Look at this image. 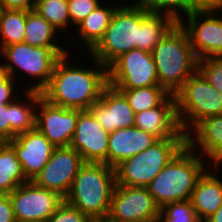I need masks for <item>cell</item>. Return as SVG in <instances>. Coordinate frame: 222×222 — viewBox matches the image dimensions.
Wrapping results in <instances>:
<instances>
[{
  "instance_id": "cell-1",
  "label": "cell",
  "mask_w": 222,
  "mask_h": 222,
  "mask_svg": "<svg viewBox=\"0 0 222 222\" xmlns=\"http://www.w3.org/2000/svg\"><path fill=\"white\" fill-rule=\"evenodd\" d=\"M71 55L67 53L57 61L50 82L41 95L56 106L88 110L108 85V68L93 57L94 67L79 66L76 61L70 63Z\"/></svg>"
},
{
  "instance_id": "cell-2",
  "label": "cell",
  "mask_w": 222,
  "mask_h": 222,
  "mask_svg": "<svg viewBox=\"0 0 222 222\" xmlns=\"http://www.w3.org/2000/svg\"><path fill=\"white\" fill-rule=\"evenodd\" d=\"M159 84L170 95H175L198 70L196 57L186 31L177 22L153 49Z\"/></svg>"
},
{
  "instance_id": "cell-3",
  "label": "cell",
  "mask_w": 222,
  "mask_h": 222,
  "mask_svg": "<svg viewBox=\"0 0 222 222\" xmlns=\"http://www.w3.org/2000/svg\"><path fill=\"white\" fill-rule=\"evenodd\" d=\"M209 163L187 145L157 174L147 189L157 206L189 200Z\"/></svg>"
},
{
  "instance_id": "cell-4",
  "label": "cell",
  "mask_w": 222,
  "mask_h": 222,
  "mask_svg": "<svg viewBox=\"0 0 222 222\" xmlns=\"http://www.w3.org/2000/svg\"><path fill=\"white\" fill-rule=\"evenodd\" d=\"M115 186V168L105 163L85 162L64 201L90 219L107 218Z\"/></svg>"
},
{
  "instance_id": "cell-5",
  "label": "cell",
  "mask_w": 222,
  "mask_h": 222,
  "mask_svg": "<svg viewBox=\"0 0 222 222\" xmlns=\"http://www.w3.org/2000/svg\"><path fill=\"white\" fill-rule=\"evenodd\" d=\"M68 50L64 47H36L27 43H14L0 51V58L5 59L4 63L3 60L0 62V71L10 75L16 82V72L25 73L35 81L26 91L41 93L48 86L57 61L69 53Z\"/></svg>"
},
{
  "instance_id": "cell-6",
  "label": "cell",
  "mask_w": 222,
  "mask_h": 222,
  "mask_svg": "<svg viewBox=\"0 0 222 222\" xmlns=\"http://www.w3.org/2000/svg\"><path fill=\"white\" fill-rule=\"evenodd\" d=\"M141 25V5L136 1L119 5L114 12L104 37L89 52L105 67L122 54L138 48Z\"/></svg>"
},
{
  "instance_id": "cell-7",
  "label": "cell",
  "mask_w": 222,
  "mask_h": 222,
  "mask_svg": "<svg viewBox=\"0 0 222 222\" xmlns=\"http://www.w3.org/2000/svg\"><path fill=\"white\" fill-rule=\"evenodd\" d=\"M187 145L186 138L157 141L115 167L116 185L147 187L157 174Z\"/></svg>"
},
{
  "instance_id": "cell-8",
  "label": "cell",
  "mask_w": 222,
  "mask_h": 222,
  "mask_svg": "<svg viewBox=\"0 0 222 222\" xmlns=\"http://www.w3.org/2000/svg\"><path fill=\"white\" fill-rule=\"evenodd\" d=\"M181 129L186 134L201 120L222 115V92L197 70L174 95Z\"/></svg>"
},
{
  "instance_id": "cell-9",
  "label": "cell",
  "mask_w": 222,
  "mask_h": 222,
  "mask_svg": "<svg viewBox=\"0 0 222 222\" xmlns=\"http://www.w3.org/2000/svg\"><path fill=\"white\" fill-rule=\"evenodd\" d=\"M108 84L116 89L160 85L152 53L135 48L122 54L108 67Z\"/></svg>"
},
{
  "instance_id": "cell-10",
  "label": "cell",
  "mask_w": 222,
  "mask_h": 222,
  "mask_svg": "<svg viewBox=\"0 0 222 222\" xmlns=\"http://www.w3.org/2000/svg\"><path fill=\"white\" fill-rule=\"evenodd\" d=\"M184 19L187 21L184 22ZM178 23L186 31L198 60L222 57L221 13L218 17V12L211 10L192 11Z\"/></svg>"
},
{
  "instance_id": "cell-11",
  "label": "cell",
  "mask_w": 222,
  "mask_h": 222,
  "mask_svg": "<svg viewBox=\"0 0 222 222\" xmlns=\"http://www.w3.org/2000/svg\"><path fill=\"white\" fill-rule=\"evenodd\" d=\"M16 222H46L64 201L57 192L37 186L33 181L20 184L11 193Z\"/></svg>"
},
{
  "instance_id": "cell-12",
  "label": "cell",
  "mask_w": 222,
  "mask_h": 222,
  "mask_svg": "<svg viewBox=\"0 0 222 222\" xmlns=\"http://www.w3.org/2000/svg\"><path fill=\"white\" fill-rule=\"evenodd\" d=\"M160 208L147 187L116 185L107 219L110 222H144L159 219Z\"/></svg>"
},
{
  "instance_id": "cell-13",
  "label": "cell",
  "mask_w": 222,
  "mask_h": 222,
  "mask_svg": "<svg viewBox=\"0 0 222 222\" xmlns=\"http://www.w3.org/2000/svg\"><path fill=\"white\" fill-rule=\"evenodd\" d=\"M80 153L72 147H56L48 163L33 182L42 188L57 192L65 198L77 172L84 164Z\"/></svg>"
},
{
  "instance_id": "cell-14",
  "label": "cell",
  "mask_w": 222,
  "mask_h": 222,
  "mask_svg": "<svg viewBox=\"0 0 222 222\" xmlns=\"http://www.w3.org/2000/svg\"><path fill=\"white\" fill-rule=\"evenodd\" d=\"M81 111L53 105L41 95L36 106L35 127L55 147H69Z\"/></svg>"
},
{
  "instance_id": "cell-15",
  "label": "cell",
  "mask_w": 222,
  "mask_h": 222,
  "mask_svg": "<svg viewBox=\"0 0 222 222\" xmlns=\"http://www.w3.org/2000/svg\"><path fill=\"white\" fill-rule=\"evenodd\" d=\"M109 133L95 119L89 110L78 115L77 126L70 147L76 149L84 162L107 165Z\"/></svg>"
},
{
  "instance_id": "cell-16",
  "label": "cell",
  "mask_w": 222,
  "mask_h": 222,
  "mask_svg": "<svg viewBox=\"0 0 222 222\" xmlns=\"http://www.w3.org/2000/svg\"><path fill=\"white\" fill-rule=\"evenodd\" d=\"M8 143L15 150L28 181H33L41 172L56 148L36 127L16 135Z\"/></svg>"
},
{
  "instance_id": "cell-17",
  "label": "cell",
  "mask_w": 222,
  "mask_h": 222,
  "mask_svg": "<svg viewBox=\"0 0 222 222\" xmlns=\"http://www.w3.org/2000/svg\"><path fill=\"white\" fill-rule=\"evenodd\" d=\"M107 133L134 126L136 113L125 96L116 88L107 85L98 101L88 109Z\"/></svg>"
},
{
  "instance_id": "cell-18",
  "label": "cell",
  "mask_w": 222,
  "mask_h": 222,
  "mask_svg": "<svg viewBox=\"0 0 222 222\" xmlns=\"http://www.w3.org/2000/svg\"><path fill=\"white\" fill-rule=\"evenodd\" d=\"M134 126L150 133L159 140L186 138L182 131L175 96L170 95L159 107L136 113Z\"/></svg>"
},
{
  "instance_id": "cell-19",
  "label": "cell",
  "mask_w": 222,
  "mask_h": 222,
  "mask_svg": "<svg viewBox=\"0 0 222 222\" xmlns=\"http://www.w3.org/2000/svg\"><path fill=\"white\" fill-rule=\"evenodd\" d=\"M157 141V137L135 126L117 129L109 134L107 165L115 168L122 161L146 150Z\"/></svg>"
},
{
  "instance_id": "cell-20",
  "label": "cell",
  "mask_w": 222,
  "mask_h": 222,
  "mask_svg": "<svg viewBox=\"0 0 222 222\" xmlns=\"http://www.w3.org/2000/svg\"><path fill=\"white\" fill-rule=\"evenodd\" d=\"M186 143L193 151L201 149V156L213 166L222 156V115L209 116L199 121L186 134Z\"/></svg>"
},
{
  "instance_id": "cell-21",
  "label": "cell",
  "mask_w": 222,
  "mask_h": 222,
  "mask_svg": "<svg viewBox=\"0 0 222 222\" xmlns=\"http://www.w3.org/2000/svg\"><path fill=\"white\" fill-rule=\"evenodd\" d=\"M211 167L203 173L197 181L190 196V202L198 219L204 222L209 216L215 213L222 205V178L215 175Z\"/></svg>"
},
{
  "instance_id": "cell-22",
  "label": "cell",
  "mask_w": 222,
  "mask_h": 222,
  "mask_svg": "<svg viewBox=\"0 0 222 222\" xmlns=\"http://www.w3.org/2000/svg\"><path fill=\"white\" fill-rule=\"evenodd\" d=\"M104 4H99L92 13L75 27L80 44H82V48L85 47L86 51L88 50V53L104 37L112 16L119 6V4L112 6L111 4L104 6Z\"/></svg>"
},
{
  "instance_id": "cell-23",
  "label": "cell",
  "mask_w": 222,
  "mask_h": 222,
  "mask_svg": "<svg viewBox=\"0 0 222 222\" xmlns=\"http://www.w3.org/2000/svg\"><path fill=\"white\" fill-rule=\"evenodd\" d=\"M177 22L166 14L149 12L141 6V25L138 49L152 52L162 37Z\"/></svg>"
},
{
  "instance_id": "cell-24",
  "label": "cell",
  "mask_w": 222,
  "mask_h": 222,
  "mask_svg": "<svg viewBox=\"0 0 222 222\" xmlns=\"http://www.w3.org/2000/svg\"><path fill=\"white\" fill-rule=\"evenodd\" d=\"M23 94L25 101L16 98L10 103V140L35 128L36 106L41 93L25 90Z\"/></svg>"
},
{
  "instance_id": "cell-25",
  "label": "cell",
  "mask_w": 222,
  "mask_h": 222,
  "mask_svg": "<svg viewBox=\"0 0 222 222\" xmlns=\"http://www.w3.org/2000/svg\"><path fill=\"white\" fill-rule=\"evenodd\" d=\"M58 35V31L36 10L27 11L23 43L36 47H64L58 45Z\"/></svg>"
},
{
  "instance_id": "cell-26",
  "label": "cell",
  "mask_w": 222,
  "mask_h": 222,
  "mask_svg": "<svg viewBox=\"0 0 222 222\" xmlns=\"http://www.w3.org/2000/svg\"><path fill=\"white\" fill-rule=\"evenodd\" d=\"M28 180L23 174L15 150L8 142L0 144V194H9Z\"/></svg>"
},
{
  "instance_id": "cell-27",
  "label": "cell",
  "mask_w": 222,
  "mask_h": 222,
  "mask_svg": "<svg viewBox=\"0 0 222 222\" xmlns=\"http://www.w3.org/2000/svg\"><path fill=\"white\" fill-rule=\"evenodd\" d=\"M118 90L135 113L159 107L170 96L160 85Z\"/></svg>"
},
{
  "instance_id": "cell-28",
  "label": "cell",
  "mask_w": 222,
  "mask_h": 222,
  "mask_svg": "<svg viewBox=\"0 0 222 222\" xmlns=\"http://www.w3.org/2000/svg\"><path fill=\"white\" fill-rule=\"evenodd\" d=\"M26 17V10H3L0 15V51L11 44L23 43Z\"/></svg>"
},
{
  "instance_id": "cell-29",
  "label": "cell",
  "mask_w": 222,
  "mask_h": 222,
  "mask_svg": "<svg viewBox=\"0 0 222 222\" xmlns=\"http://www.w3.org/2000/svg\"><path fill=\"white\" fill-rule=\"evenodd\" d=\"M34 10L44 17L58 33L66 32L65 29L72 25L67 0H36Z\"/></svg>"
},
{
  "instance_id": "cell-30",
  "label": "cell",
  "mask_w": 222,
  "mask_h": 222,
  "mask_svg": "<svg viewBox=\"0 0 222 222\" xmlns=\"http://www.w3.org/2000/svg\"><path fill=\"white\" fill-rule=\"evenodd\" d=\"M136 2L147 11L166 14L176 22H179L183 15L192 12L191 0H136Z\"/></svg>"
},
{
  "instance_id": "cell-31",
  "label": "cell",
  "mask_w": 222,
  "mask_h": 222,
  "mask_svg": "<svg viewBox=\"0 0 222 222\" xmlns=\"http://www.w3.org/2000/svg\"><path fill=\"white\" fill-rule=\"evenodd\" d=\"M160 222H201L193 210L190 200L177 201L160 209Z\"/></svg>"
},
{
  "instance_id": "cell-32",
  "label": "cell",
  "mask_w": 222,
  "mask_h": 222,
  "mask_svg": "<svg viewBox=\"0 0 222 222\" xmlns=\"http://www.w3.org/2000/svg\"><path fill=\"white\" fill-rule=\"evenodd\" d=\"M198 71L209 84L222 92V57L198 60Z\"/></svg>"
},
{
  "instance_id": "cell-33",
  "label": "cell",
  "mask_w": 222,
  "mask_h": 222,
  "mask_svg": "<svg viewBox=\"0 0 222 222\" xmlns=\"http://www.w3.org/2000/svg\"><path fill=\"white\" fill-rule=\"evenodd\" d=\"M70 21L76 27L83 21L95 8L101 4L100 0H67Z\"/></svg>"
},
{
  "instance_id": "cell-34",
  "label": "cell",
  "mask_w": 222,
  "mask_h": 222,
  "mask_svg": "<svg viewBox=\"0 0 222 222\" xmlns=\"http://www.w3.org/2000/svg\"><path fill=\"white\" fill-rule=\"evenodd\" d=\"M90 218L63 201L46 222H88Z\"/></svg>"
},
{
  "instance_id": "cell-35",
  "label": "cell",
  "mask_w": 222,
  "mask_h": 222,
  "mask_svg": "<svg viewBox=\"0 0 222 222\" xmlns=\"http://www.w3.org/2000/svg\"><path fill=\"white\" fill-rule=\"evenodd\" d=\"M16 82L14 79L6 73L0 71V103L9 104L12 103L16 98L17 92ZM16 89V90H15Z\"/></svg>"
},
{
  "instance_id": "cell-36",
  "label": "cell",
  "mask_w": 222,
  "mask_h": 222,
  "mask_svg": "<svg viewBox=\"0 0 222 222\" xmlns=\"http://www.w3.org/2000/svg\"><path fill=\"white\" fill-rule=\"evenodd\" d=\"M10 103H0V140L8 142L10 140Z\"/></svg>"
},
{
  "instance_id": "cell-37",
  "label": "cell",
  "mask_w": 222,
  "mask_h": 222,
  "mask_svg": "<svg viewBox=\"0 0 222 222\" xmlns=\"http://www.w3.org/2000/svg\"><path fill=\"white\" fill-rule=\"evenodd\" d=\"M0 222H16L9 194H0Z\"/></svg>"
},
{
  "instance_id": "cell-38",
  "label": "cell",
  "mask_w": 222,
  "mask_h": 222,
  "mask_svg": "<svg viewBox=\"0 0 222 222\" xmlns=\"http://www.w3.org/2000/svg\"><path fill=\"white\" fill-rule=\"evenodd\" d=\"M4 9L33 10L36 0H0Z\"/></svg>"
},
{
  "instance_id": "cell-39",
  "label": "cell",
  "mask_w": 222,
  "mask_h": 222,
  "mask_svg": "<svg viewBox=\"0 0 222 222\" xmlns=\"http://www.w3.org/2000/svg\"><path fill=\"white\" fill-rule=\"evenodd\" d=\"M192 11H213L218 5L220 0H191Z\"/></svg>"
},
{
  "instance_id": "cell-40",
  "label": "cell",
  "mask_w": 222,
  "mask_h": 222,
  "mask_svg": "<svg viewBox=\"0 0 222 222\" xmlns=\"http://www.w3.org/2000/svg\"><path fill=\"white\" fill-rule=\"evenodd\" d=\"M204 222H222V205L218 210L209 216Z\"/></svg>"
},
{
  "instance_id": "cell-41",
  "label": "cell",
  "mask_w": 222,
  "mask_h": 222,
  "mask_svg": "<svg viewBox=\"0 0 222 222\" xmlns=\"http://www.w3.org/2000/svg\"><path fill=\"white\" fill-rule=\"evenodd\" d=\"M220 165L222 167V156L213 164L212 168H216L219 171Z\"/></svg>"
},
{
  "instance_id": "cell-42",
  "label": "cell",
  "mask_w": 222,
  "mask_h": 222,
  "mask_svg": "<svg viewBox=\"0 0 222 222\" xmlns=\"http://www.w3.org/2000/svg\"><path fill=\"white\" fill-rule=\"evenodd\" d=\"M88 222H110L107 218H93L90 219Z\"/></svg>"
},
{
  "instance_id": "cell-43",
  "label": "cell",
  "mask_w": 222,
  "mask_h": 222,
  "mask_svg": "<svg viewBox=\"0 0 222 222\" xmlns=\"http://www.w3.org/2000/svg\"><path fill=\"white\" fill-rule=\"evenodd\" d=\"M213 11L222 13V0H220L219 5Z\"/></svg>"
},
{
  "instance_id": "cell-44",
  "label": "cell",
  "mask_w": 222,
  "mask_h": 222,
  "mask_svg": "<svg viewBox=\"0 0 222 222\" xmlns=\"http://www.w3.org/2000/svg\"><path fill=\"white\" fill-rule=\"evenodd\" d=\"M3 10H4V8H3L2 3L0 1V15L2 14Z\"/></svg>"
},
{
  "instance_id": "cell-45",
  "label": "cell",
  "mask_w": 222,
  "mask_h": 222,
  "mask_svg": "<svg viewBox=\"0 0 222 222\" xmlns=\"http://www.w3.org/2000/svg\"><path fill=\"white\" fill-rule=\"evenodd\" d=\"M144 222H160L159 219H153V220H148V221H144Z\"/></svg>"
}]
</instances>
